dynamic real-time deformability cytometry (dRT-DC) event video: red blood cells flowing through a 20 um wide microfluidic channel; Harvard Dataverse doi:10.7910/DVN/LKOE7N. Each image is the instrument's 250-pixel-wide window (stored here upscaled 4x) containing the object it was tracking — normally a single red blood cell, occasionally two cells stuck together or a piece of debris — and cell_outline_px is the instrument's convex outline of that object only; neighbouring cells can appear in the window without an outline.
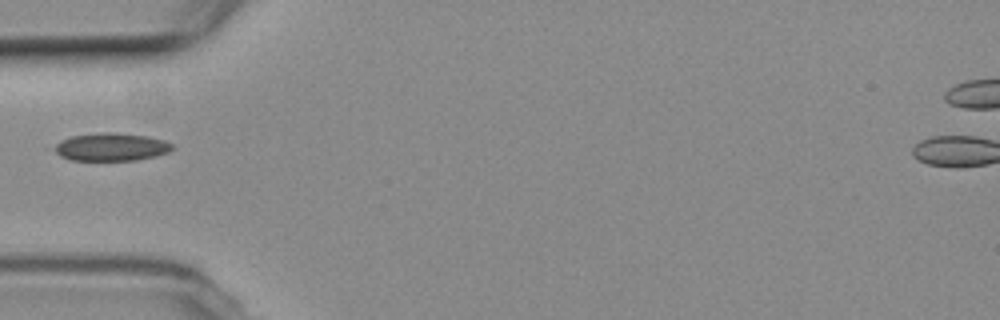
{"species": "common noctule bat (a hibernating species)", "species_latin": "Nyctalus noctula", "temperature_condition": "room temperature", "stored_images_in_passage": 5, "camera_frame_rate_fps": 3000, "um_per_image_px": 0.085, "animal": {"sex": "female", "body_mass_g": 19.3, "forearm_length_mm": 54.1}, "frame": {"image": 1, "passage_image": 5, "time_ms": 5.333, "image_size_px": [1000, 320], "cell_outline_px": [[176, 148], [168, 152], [156, 156], [136, 160], [72, 160], [60, 156], [44, 148], [60, 140], [72, 136], [104, 132], [112, 132], [148, 136], [164, 140], [172, 144]], "centroid_in_image_um": [9.35, 12.49], "position_along_channel_um": 75.7, "area_um2": 19.65}}